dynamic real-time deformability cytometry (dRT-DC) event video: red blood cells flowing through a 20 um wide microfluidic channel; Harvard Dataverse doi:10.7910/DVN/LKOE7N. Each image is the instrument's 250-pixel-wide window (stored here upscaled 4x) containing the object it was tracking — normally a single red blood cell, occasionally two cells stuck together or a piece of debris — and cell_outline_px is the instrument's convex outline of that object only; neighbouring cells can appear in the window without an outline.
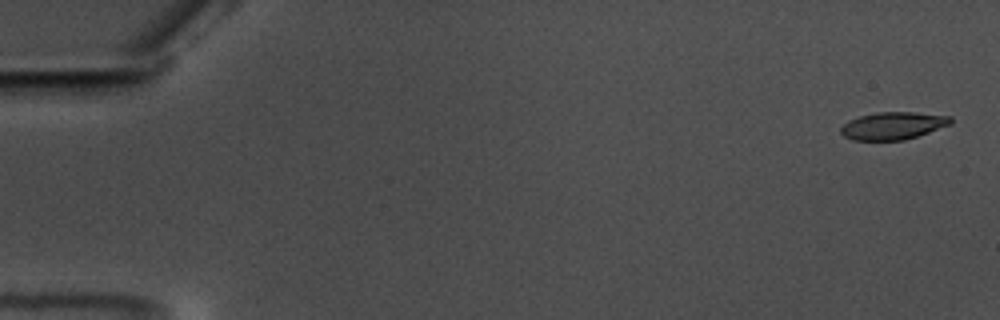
{"species": "common noctule bat (a hibernating species)", "species_latin": "Nyctalus noctula", "temperature_condition": "warm", "stored_images_in_passage": 11, "camera_frame_rate_fps": 3000, "um_per_image_px": 0.085, "animal": {"sex": "male", "body_mass_g": 17.5, "forearm_length_mm": 52.3}, "frame": {"image": 1, "passage_image": 2, "time_ms": 0.333, "image_size_px": [1000, 320], "cell_outline_px": [[952, 124], [904, 140], [852, 140], [844, 136], [840, 132], [840, 128], [848, 120], [860, 116], [880, 112], [912, 112], [952, 116]], "centroid_in_image_um": [75.9, 10.68], "position_along_channel_um": 9.1, "area_um2": 17.51}}